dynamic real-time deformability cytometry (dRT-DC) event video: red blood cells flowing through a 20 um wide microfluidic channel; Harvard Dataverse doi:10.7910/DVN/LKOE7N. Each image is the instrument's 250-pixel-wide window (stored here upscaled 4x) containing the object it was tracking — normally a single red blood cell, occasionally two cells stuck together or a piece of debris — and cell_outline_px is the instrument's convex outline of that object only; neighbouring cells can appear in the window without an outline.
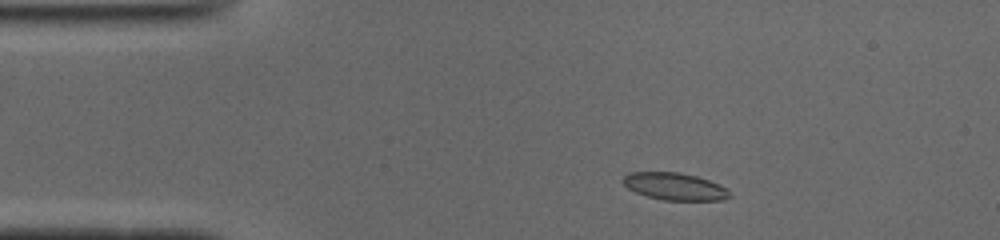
{"species": "common noctule bat (a hibernating species)", "species_latin": "Nyctalus noctula", "temperature_condition": "cold", "stored_images_in_passage": 46, "camera_frame_rate_fps": 3000, "um_per_image_px": 0.085, "animal": {"sex": "male", "body_mass_g": 19.0, "forearm_length_mm": 50.8}, "frame": {"image": 1, "passage_image": 4, "time_ms": 1.0, "image_size_px": [1000, 240], "cell_outline_px": [[732, 196], [724, 200], [664, 200], [648, 196], [636, 192], [628, 188], [620, 180], [628, 172], [680, 172], [696, 176], [708, 180], [728, 188]], "centroid_in_image_um": [57.36, 15.84], "position_along_channel_um": 27.6, "area_um2": 16.99}}
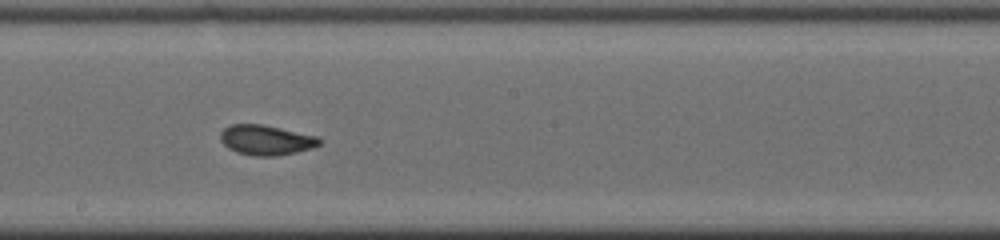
{"frame": {"image": 2, "passage_image": 23, "time_ms": 7.333, "image_size_px": [1000, 240], "cell_outline_px": [[324, 140], [320, 144], [312, 148], [296, 152], [276, 156], [252, 156], [236, 152], [228, 148], [220, 140], [220, 132], [228, 124], [260, 124], [280, 128], [316, 136]], "centroid_in_image_um": [22.6, 11.91], "position_along_channel_um": 225.6, "area_um2": 17.4}}
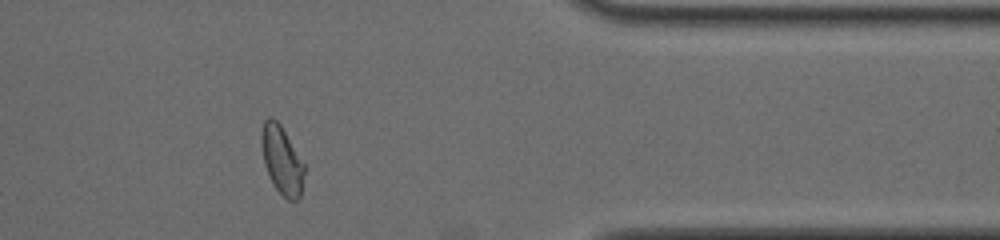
{"frame": {"image": 3, "passage_image": 37, "time_ms": 12.0, "image_size_px": [1000, 240], "cell_outline_px": [[304, 172], [300, 196], [296, 200], [288, 200], [272, 184], [268, 176], [264, 164], [260, 144], [260, 132], [264, 120], [268, 116], [272, 116], [280, 124], [304, 164]], "centroid_in_image_um": [23.91, 13.57], "position_along_channel_um": 387.5, "area_um2": 17.05}, "authors_computed_cell_mechanics": {"area_um2": 17.3978, "velocity_mm_per_s": 3.9225, "shape_relaxation_time_tau1_ms": 4.5932, "shape_relaxation_time_tau2_ms": 1.6123, "deformation_change_tau1": 0.159, "deformation_change_tau2": 0.0621}}